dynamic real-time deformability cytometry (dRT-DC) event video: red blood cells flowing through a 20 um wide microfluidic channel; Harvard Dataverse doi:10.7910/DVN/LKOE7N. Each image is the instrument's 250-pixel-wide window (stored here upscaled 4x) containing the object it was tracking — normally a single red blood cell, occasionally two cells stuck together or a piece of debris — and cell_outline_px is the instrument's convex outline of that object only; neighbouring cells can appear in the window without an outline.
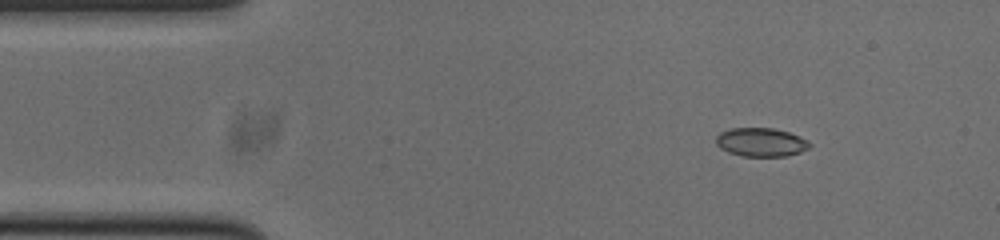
{"species": "common noctule bat (a hibernating species)", "species_latin": "Nyctalus noctula", "temperature_condition": "cold", "stored_images_in_passage": 48, "camera_frame_rate_fps": 3000, "um_per_image_px": 0.085, "animal": {"sex": "male", "body_mass_g": 20.0, "forearm_length_mm": 53.3}, "frame": {"image": 1, "passage_image": 2, "time_ms": 0.333, "image_size_px": [1000, 240], "cell_outline_px": [[812, 144], [808, 148], [800, 152], [788, 156], [744, 156], [728, 152], [720, 148], [716, 144], [716, 136], [720, 132], [732, 128], [772, 128], [788, 132], [800, 136], [808, 140]], "centroid_in_image_um": [64.69, 12.09], "position_along_channel_um": 20.3, "area_um2": 15.66}}
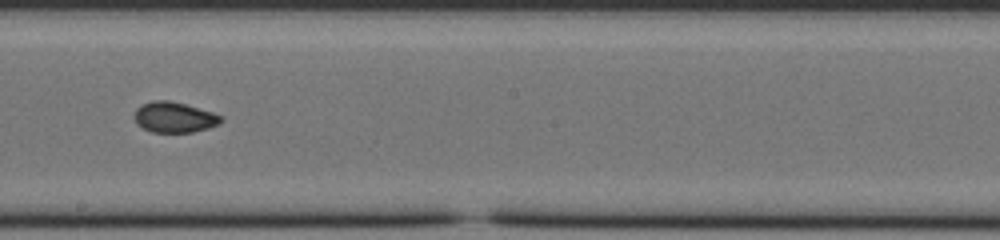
{"frame": {"image": 2, "passage_image": 24, "time_ms": 7.667, "image_size_px": [1000, 240], "cell_outline_px": [[224, 120], [220, 124], [208, 128], [192, 132], [152, 132], [136, 124], [132, 116], [136, 108], [140, 104], [152, 100], [168, 100], [184, 104], [212, 112], [224, 116]], "centroid_in_image_um": [14.79, 9.96], "position_along_channel_um": 233.4, "area_um2": 15.66}}
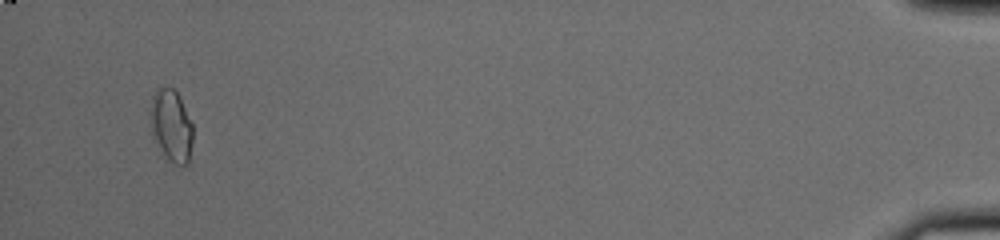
{"frame": {"image": 3, "passage_image": 46, "time_ms": 15.0, "image_size_px": [1000, 240], "cell_outline_px": [[192, 140], [188, 164], [176, 164], [168, 160], [152, 140], [152, 96], [156, 88], [172, 88], [176, 92], [192, 124]], "centroid_in_image_um": [14.55, 10.73], "position_along_channel_um": 420.7, "area_um2": 17.4}, "authors_computed_cell_mechanics": {"area_um2": 15.8083, "velocity_mm_per_s": 3.7904, "shape_relaxation_time_tau1_ms": 8.2711, "shape_relaxation_time_tau2_ms": 3.806, "deformation_change_tau1": 0.1182, "deformation_change_tau2": 0.0633}}